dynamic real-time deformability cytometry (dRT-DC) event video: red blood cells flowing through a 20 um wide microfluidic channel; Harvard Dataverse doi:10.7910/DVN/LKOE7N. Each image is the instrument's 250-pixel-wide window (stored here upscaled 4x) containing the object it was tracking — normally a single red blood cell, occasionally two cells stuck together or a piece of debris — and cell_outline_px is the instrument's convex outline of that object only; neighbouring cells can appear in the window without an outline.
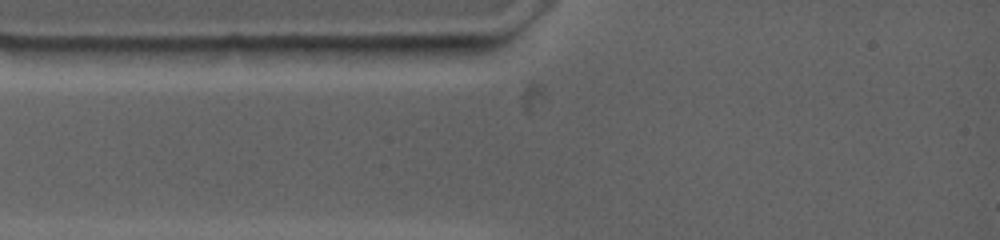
{"species": "common noctule bat (a hibernating species)", "species_latin": "Nyctalus noctula", "temperature_condition": "warm", "stored_images_in_passage": 2, "camera_frame_rate_fps": 4500, "um_per_image_px": 0.085, "animal": {"sex": "female", "body_mass_g": 19.0, "forearm_length_mm": 53.3}, "frame": {"image": 1, "passage_image": 1, "time_ms": 0.0, "image_size_px": [1000, 240], "cell_outline_px": [[480, 48], [472, 60], [380, 56], [372, 48], [392, 44], [480, 44]], "centroid_in_image_um": [36.55, 4.34], "position_along_channel_um": 48.5, "area_um2": 10.06}}